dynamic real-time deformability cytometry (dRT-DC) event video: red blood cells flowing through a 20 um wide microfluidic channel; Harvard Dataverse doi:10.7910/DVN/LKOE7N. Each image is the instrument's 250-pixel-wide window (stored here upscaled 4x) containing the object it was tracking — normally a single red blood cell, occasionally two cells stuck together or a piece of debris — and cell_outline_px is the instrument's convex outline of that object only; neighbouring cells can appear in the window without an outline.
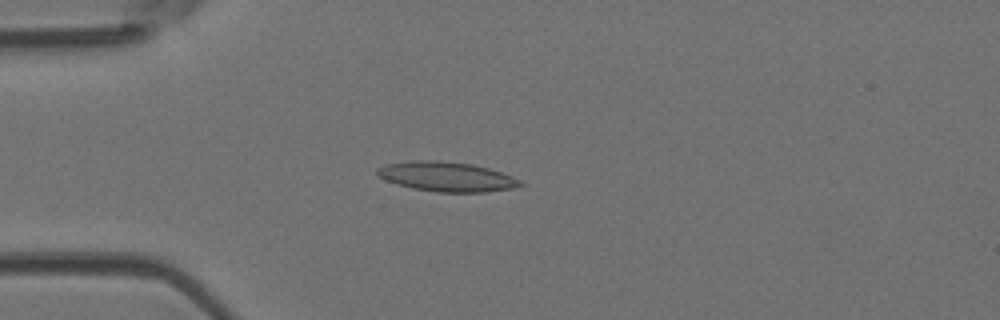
{"species": "Egyptian fruit bat (a non-hibernating species)", "species_latin": "Rousettus aegyptiacus", "temperature_condition": "room temperature", "stored_images_in_passage": 3, "camera_frame_rate_fps": 3000, "um_per_image_px": 0.085, "animal": {"sex": "female"}, "frame": {"image": 1, "passage_image": 3, "time_ms": 0.667, "image_size_px": [1000, 320], "cell_outline_px": [[524, 184], [512, 188], [484, 192], [436, 192], [412, 188], [396, 184], [384, 180], [376, 176], [376, 168], [388, 164], [412, 160], [436, 160], [472, 164], [488, 168], [512, 176], [520, 180]], "centroid_in_image_um": [37.91, 15.01], "position_along_channel_um": 47.1, "area_um2": 24.74}}